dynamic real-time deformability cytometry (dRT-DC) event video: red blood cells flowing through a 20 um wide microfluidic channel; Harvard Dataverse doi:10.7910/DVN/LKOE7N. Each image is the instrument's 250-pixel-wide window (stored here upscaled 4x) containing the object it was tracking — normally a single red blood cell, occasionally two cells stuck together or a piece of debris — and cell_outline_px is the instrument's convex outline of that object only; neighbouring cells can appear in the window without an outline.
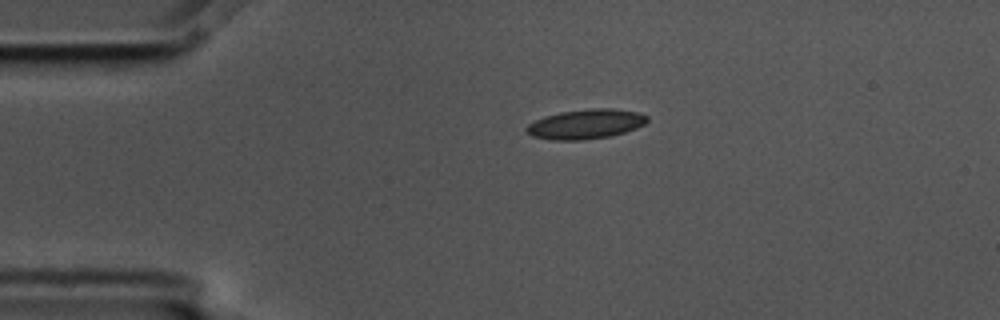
{"species": "common noctule bat (a hibernating species)", "species_latin": "Nyctalus noctula", "temperature_condition": "cold", "stored_images_in_passage": 2, "camera_frame_rate_fps": 3000, "um_per_image_px": 0.085, "animal": {"sex": "male", "body_mass_g": 17.5, "forearm_length_mm": 52.3}, "frame": {"image": 1, "passage_image": 1, "time_ms": 0.0, "image_size_px": [1000, 320], "cell_outline_px": [[648, 120], [644, 124], [636, 128], [612, 136], [584, 140], [552, 140], [532, 136], [524, 128], [528, 124], [544, 116], [560, 112], [588, 108], [612, 108], [636, 112], [648, 116]], "centroid_in_image_um": [49.78, 10.55], "position_along_channel_um": 35.2, "area_um2": 20.92}}